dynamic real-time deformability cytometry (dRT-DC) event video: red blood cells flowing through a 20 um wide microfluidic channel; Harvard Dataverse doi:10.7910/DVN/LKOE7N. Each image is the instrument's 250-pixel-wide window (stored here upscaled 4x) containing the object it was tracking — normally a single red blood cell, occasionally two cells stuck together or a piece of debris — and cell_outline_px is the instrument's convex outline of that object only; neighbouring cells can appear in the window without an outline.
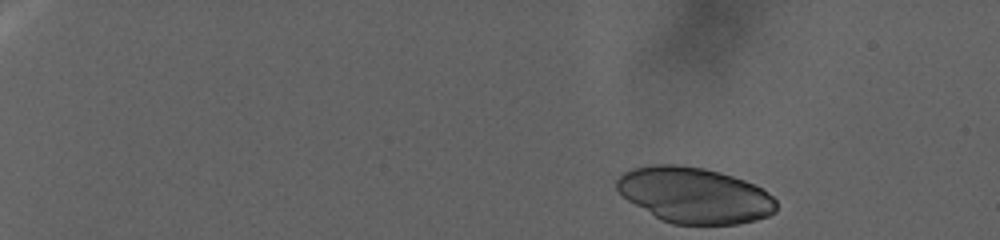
{"species": "human", "species_latin": "Homo sapiens", "temperature_condition": "warm", "stored_images_in_passage": 27, "camera_frame_rate_fps": 3000, "um_per_image_px": 0.085, "donor": {"sex": "female"}, "frame": {"image": 1, "passage_image": 1, "time_ms": 0.0, "image_size_px": [1000, 240], "cell_outline_px": [[776, 212], [768, 216], [756, 220], [736, 224], [672, 224], [660, 220], [628, 200], [616, 188], [616, 180], [624, 172], [632, 168], [656, 164], [676, 164], [704, 168], [732, 176], [744, 180], [760, 188], [772, 196], [776, 200]], "centroid_in_image_um": [59.02, 16.59], "position_along_channel_um": 26.0, "area_um2": 51.62}}